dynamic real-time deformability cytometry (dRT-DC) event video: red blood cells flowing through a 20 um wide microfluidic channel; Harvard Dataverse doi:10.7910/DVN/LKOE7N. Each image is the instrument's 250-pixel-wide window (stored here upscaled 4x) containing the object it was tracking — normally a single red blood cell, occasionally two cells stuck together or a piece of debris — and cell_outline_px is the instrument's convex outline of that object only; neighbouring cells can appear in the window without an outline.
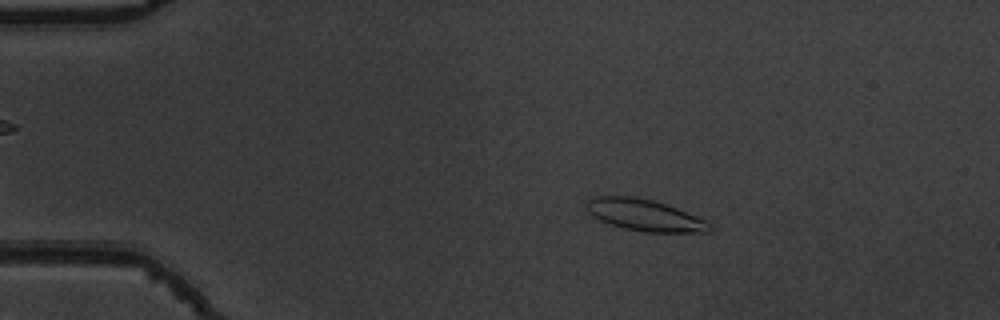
{"species": "common noctule bat (a hibernating species)", "species_latin": "Nyctalus noctula", "temperature_condition": "warm", "stored_images_in_passage": 54, "camera_frame_rate_fps": 3000, "um_per_image_px": 0.085, "animal": {"sex": "male", "body_mass_g": 19.5, "forearm_length_mm": 54.6}, "frame": {"image": 1, "passage_image": 10, "time_ms": 3.0, "image_size_px": [1000, 320], "cell_outline_px": [[712, 228], [708, 232], [644, 232], [624, 228], [600, 220], [588, 212], [584, 204], [592, 196], [632, 196], [652, 200], [676, 208], [704, 220]], "centroid_in_image_um": [54.72, 18.28], "position_along_channel_um": 30.3, "area_um2": 22.31}}
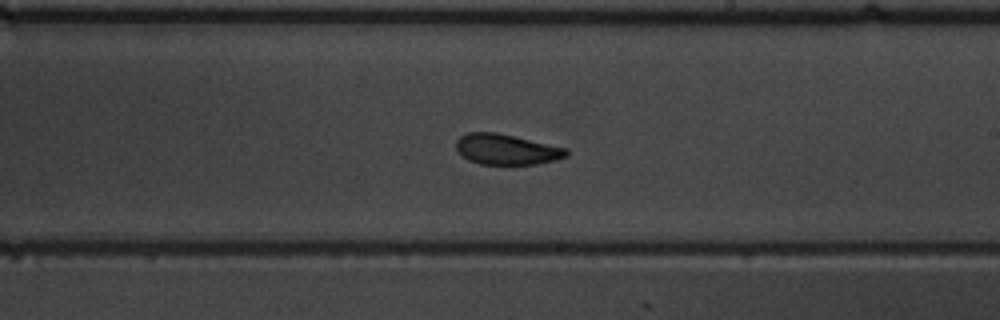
{"frame": {"image": 2, "passage_image": 32, "time_ms": 10.333, "image_size_px": [1000, 320], "cell_outline_px": [[568, 156], [556, 160], [536, 164], [480, 164], [468, 160], [456, 148], [456, 140], [460, 136], [468, 132], [496, 132], [568, 148]], "centroid_in_image_um": [43.07, 12.69], "position_along_channel_um": 245.9, "area_um2": 19.59}}
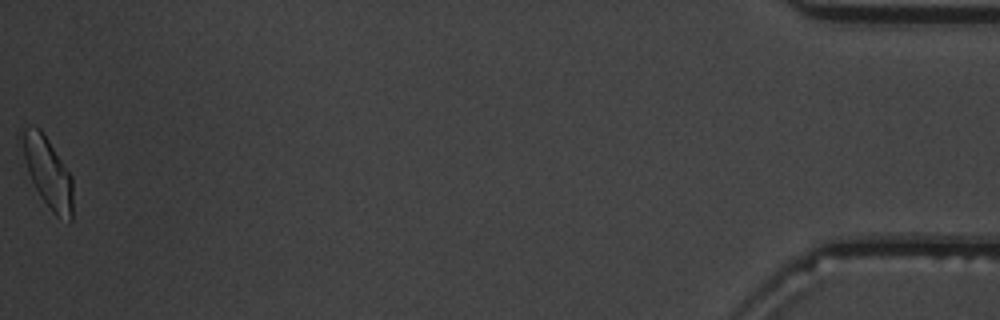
{"frame": {"image": 3, "passage_image": 54, "time_ms": 17.667, "image_size_px": [1000, 320], "cell_outline_px": [[72, 220], [68, 224], [56, 216], [52, 212], [40, 196], [28, 172], [16, 144], [16, 136], [24, 128], [40, 128], [72, 176]], "centroid_in_image_um": [3.99, 14.62], "position_along_channel_um": 431.2, "area_um2": 21.44}, "authors_computed_cell_mechanics": {"area_um2": 20.9814, "velocity_mm_per_s": 3.7883, "shape_relaxation_time_tau1_ms": 5.4449, "shape_relaxation_time_tau2_ms": 2.2489, "deformation_change_tau1": 0.1459, "deformation_change_tau2": 0.079}}